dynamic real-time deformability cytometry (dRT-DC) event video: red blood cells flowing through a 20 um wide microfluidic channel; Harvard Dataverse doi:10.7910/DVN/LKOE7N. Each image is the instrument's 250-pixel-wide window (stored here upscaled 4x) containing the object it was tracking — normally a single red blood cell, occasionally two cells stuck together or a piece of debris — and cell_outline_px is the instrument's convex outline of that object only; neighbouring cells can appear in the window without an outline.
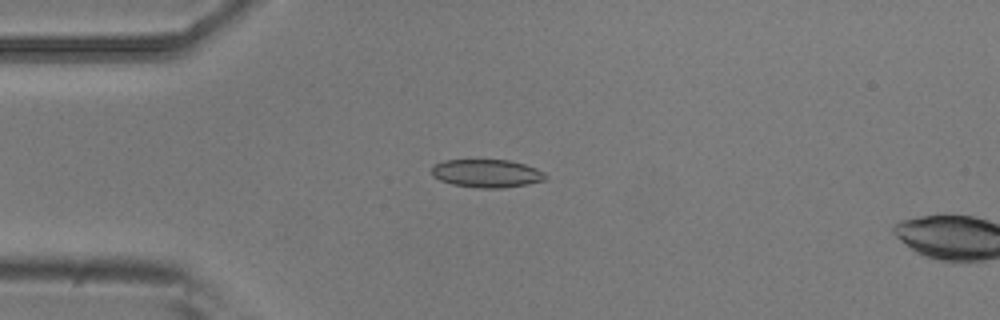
{"species": "common noctule bat (a hibernating species)", "species_latin": "Nyctalus noctula", "temperature_condition": "room temperature", "stored_images_in_passage": 5, "camera_frame_rate_fps": 3000, "um_per_image_px": 0.085, "animal": {"sex": "male", "body_mass_g": 20.5, "forearm_length_mm": 52.5}, "frame": {"image": 1, "passage_image": 4, "time_ms": 1.0, "image_size_px": [1000, 320], "cell_outline_px": [[548, 176], [544, 180], [528, 184], [504, 188], [476, 188], [452, 184], [440, 180], [432, 176], [432, 168], [436, 164], [444, 160], [508, 160], [524, 164], [536, 168], [544, 172]], "centroid_in_image_um": [41.39, 14.75], "position_along_channel_um": 43.6, "area_um2": 18.67}}